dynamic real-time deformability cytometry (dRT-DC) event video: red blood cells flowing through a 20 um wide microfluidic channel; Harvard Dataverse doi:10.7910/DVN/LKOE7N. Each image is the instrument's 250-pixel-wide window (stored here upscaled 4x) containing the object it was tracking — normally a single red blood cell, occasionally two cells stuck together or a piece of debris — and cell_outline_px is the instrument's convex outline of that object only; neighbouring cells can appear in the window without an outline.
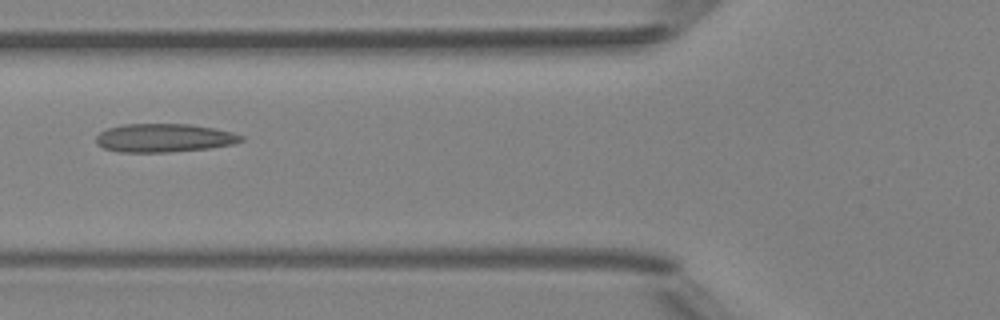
{"species": "Egyptian fruit bat (a non-hibernating species)", "species_latin": "Rousettus aegyptiacus", "temperature_condition": "room temperature", "stored_images_in_passage": 3, "camera_frame_rate_fps": 3000, "um_per_image_px": 0.085, "animal": {"sex": "female"}, "frame": {"image": 1, "passage_image": 3, "time_ms": 2.333, "image_size_px": [1000, 320], "cell_outline_px": [[244, 140], [232, 144], [208, 148], [168, 152], [120, 152], [104, 148], [96, 144], [96, 136], [100, 132], [108, 128], [124, 124], [188, 124], [212, 128], [232, 132], [244, 136]], "centroid_in_image_um": [13.92, 11.72], "position_along_channel_um": 111.9, "area_um2": 23.93}}